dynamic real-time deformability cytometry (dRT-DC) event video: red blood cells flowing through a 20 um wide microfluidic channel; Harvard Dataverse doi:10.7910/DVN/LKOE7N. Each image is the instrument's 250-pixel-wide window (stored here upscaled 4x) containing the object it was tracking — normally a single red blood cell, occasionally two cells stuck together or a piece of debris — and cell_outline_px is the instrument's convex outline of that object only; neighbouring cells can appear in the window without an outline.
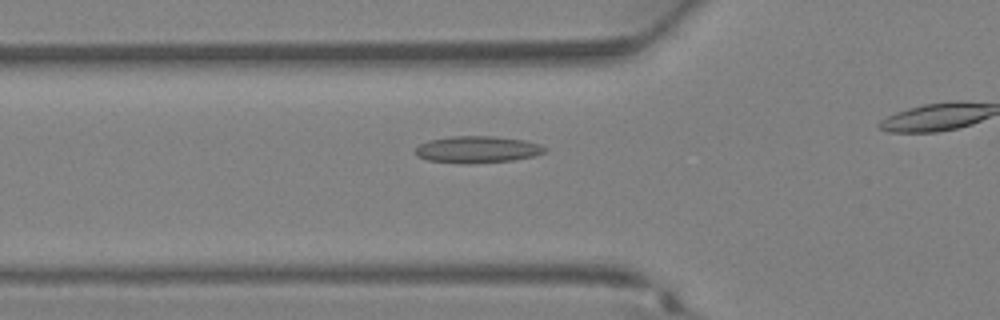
{"species": "Egyptian fruit bat (a non-hibernating species)", "species_latin": "Rousettus aegyptiacus", "temperature_condition": "warm", "stored_images_in_passage": 27, "camera_frame_rate_fps": 3000, "um_per_image_px": 0.085, "animal": {"sex": "female"}, "frame": {"image": 1, "passage_image": 10, "time_ms": 3.0, "image_size_px": [1000, 320], "cell_outline_px": [[548, 148], [544, 152], [532, 156], [512, 160], [472, 164], [468, 164], [428, 160], [416, 156], [416, 148], [420, 144], [428, 140], [452, 136], [492, 136], [524, 140], [540, 144]], "centroid_in_image_um": [40.57, 12.7], "position_along_channel_um": 85.2, "area_um2": 20.17}}
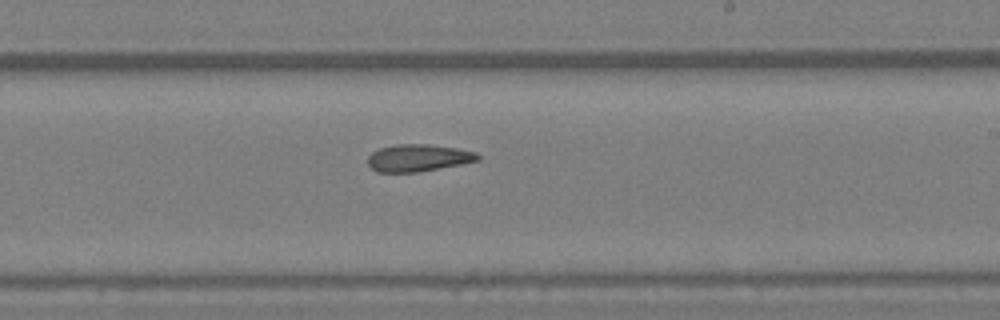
{"frame": {"image": 2, "passage_image": 19, "time_ms": 6.0, "image_size_px": [1000, 320], "cell_outline_px": [[480, 160], [420, 172], [376, 172], [368, 164], [368, 156], [372, 152], [380, 148], [396, 144], [428, 144], [456, 148], [476, 152], [480, 156]], "centroid_in_image_um": [35.54, 13.42], "position_along_channel_um": 253.5, "area_um2": 17.4}}
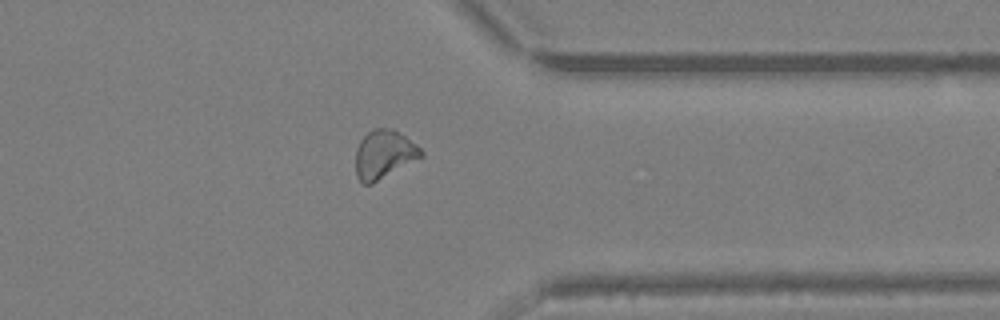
{"frame": {"image": 3, "passage_image": 26, "time_ms": 8.333, "image_size_px": [1000, 320], "cell_outline_px": [[424, 156], [372, 184], [364, 184], [356, 176], [356, 148], [360, 140], [372, 128], [392, 128], [416, 144], [424, 152]], "centroid_in_image_um": [32.64, 13.12], "position_along_channel_um": 378.8, "area_um2": 18.5}}